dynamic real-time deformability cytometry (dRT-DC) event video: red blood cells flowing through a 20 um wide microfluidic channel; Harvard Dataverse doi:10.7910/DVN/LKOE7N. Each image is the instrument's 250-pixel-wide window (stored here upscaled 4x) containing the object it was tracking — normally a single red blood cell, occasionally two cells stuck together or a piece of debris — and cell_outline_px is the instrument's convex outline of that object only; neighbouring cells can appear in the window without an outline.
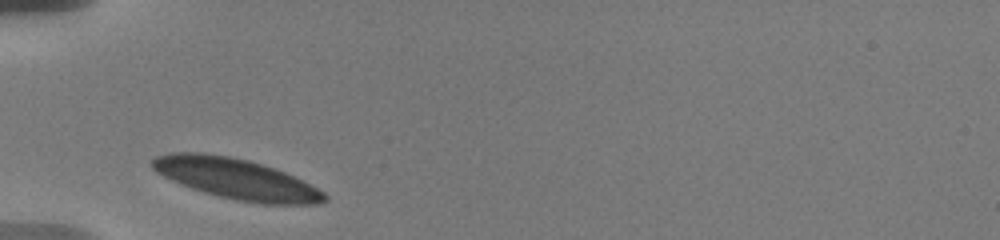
{"species": "human", "species_latin": "Homo sapiens", "temperature_condition": "warm", "stored_images_in_passage": 6, "camera_frame_rate_fps": 3000, "um_per_image_px": 0.085, "donor": {"sex": "male"}, "frame": {"image": 1, "passage_image": 1, "time_ms": 0.0, "image_size_px": [1000, 240], "cell_outline_px": [[328, 200], [320, 204], [264, 204], [236, 200], [204, 192], [192, 188], [172, 180], [156, 172], [148, 164], [156, 156], [172, 152], [200, 152], [228, 156], [248, 160], [284, 172], [324, 192], [328, 196]], "centroid_in_image_um": [20.05, 15.2], "position_along_channel_um": 65.0, "area_um2": 40.34}}
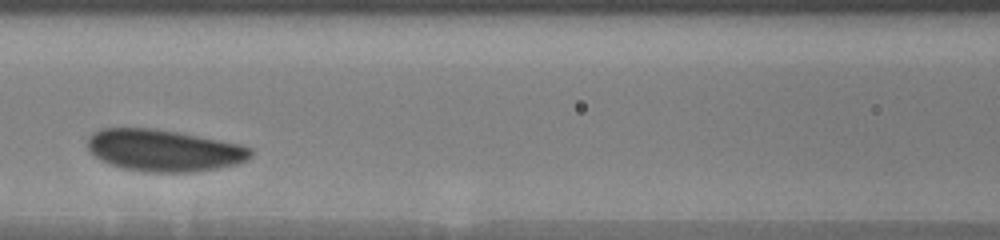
{"frame": {"image": 2, "passage_image": 4, "time_ms": 2.667, "image_size_px": [1000, 240], "cell_outline_px": [[252, 156], [248, 160], [236, 164], [196, 172], [144, 172], [124, 168], [108, 164], [100, 160], [88, 148], [88, 136], [92, 132], [100, 128], [152, 128], [176, 132], [220, 140], [240, 144], [252, 148]], "centroid_in_image_um": [13.92, 12.79], "position_along_channel_um": 152.7, "area_um2": 39.82}}
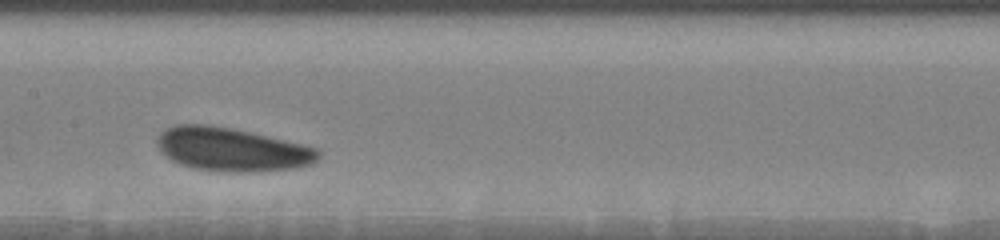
{"frame": {"image": 3, "passage_image": 5, "time_ms": 3.667, "image_size_px": [1000, 240], "cell_outline_px": [[324, 152], [312, 164], [292, 168], [256, 172], [220, 172], [192, 168], [180, 164], [172, 160], [160, 152], [156, 144], [156, 140], [160, 132], [164, 128], [176, 124], [208, 124], [232, 128], [300, 144], [316, 148]], "centroid_in_image_um": [19.65, 12.71], "position_along_channel_um": 187.7, "area_um2": 41.1}}